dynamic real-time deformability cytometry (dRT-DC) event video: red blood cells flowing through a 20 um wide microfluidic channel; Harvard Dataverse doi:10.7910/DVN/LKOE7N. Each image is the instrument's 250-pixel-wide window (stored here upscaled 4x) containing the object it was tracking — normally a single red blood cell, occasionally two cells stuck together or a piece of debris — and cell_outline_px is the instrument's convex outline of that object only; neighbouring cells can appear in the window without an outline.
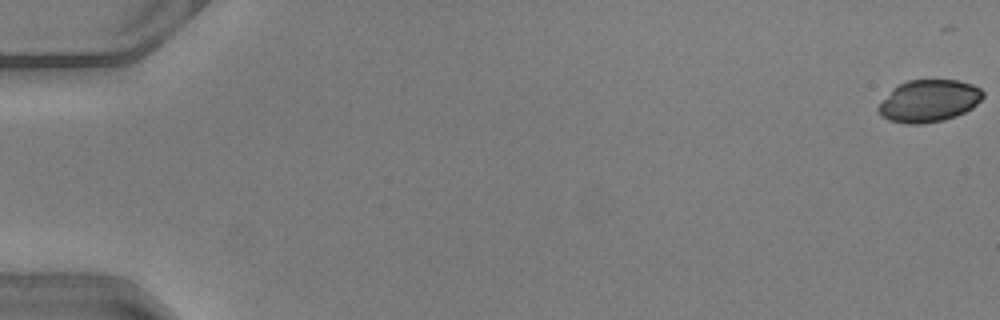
{"species": "common noctule bat (a hibernating species)", "species_latin": "Nyctalus noctula", "temperature_condition": "warm", "stored_images_in_passage": 10, "camera_frame_rate_fps": 3000, "um_per_image_px": 0.085, "animal": {"sex": "male", "body_mass_g": 20.5, "forearm_length_mm": 52.5}, "frame": {"image": 1, "passage_image": 1, "time_ms": 0.0, "image_size_px": [1000, 320], "cell_outline_px": [[984, 96], [972, 108], [956, 116], [944, 120], [920, 124], [908, 124], [888, 120], [880, 116], [876, 108], [892, 88], [908, 80], [956, 80], [972, 84], [980, 88], [984, 92]], "centroid_in_image_um": [78.93, 8.58], "position_along_channel_um": 6.1, "area_um2": 25.78}}